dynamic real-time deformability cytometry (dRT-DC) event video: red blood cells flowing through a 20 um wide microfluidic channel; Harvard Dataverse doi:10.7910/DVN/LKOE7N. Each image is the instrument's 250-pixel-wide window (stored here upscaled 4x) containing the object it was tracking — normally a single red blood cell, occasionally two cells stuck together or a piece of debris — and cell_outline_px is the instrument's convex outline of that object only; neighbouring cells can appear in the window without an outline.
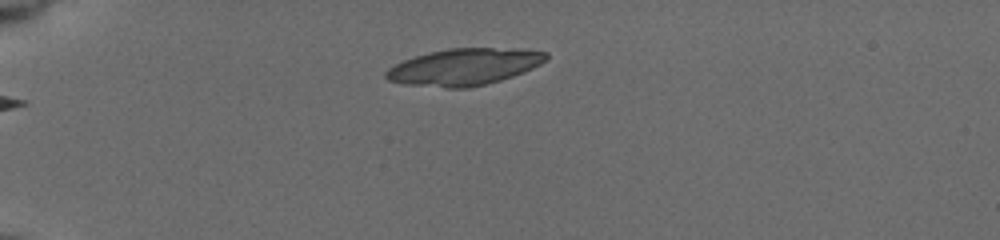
{"species": "common noctule bat (a hibernating species)", "species_latin": "Nyctalus noctula", "temperature_condition": "cold", "stored_images_in_passage": 41, "camera_frame_rate_fps": 3000, "um_per_image_px": 0.085, "animal": {"sex": "female", "body_mass_g": 19.5, "forearm_length_mm": 54.1}, "frame": {"image": 1, "passage_image": 1, "time_ms": 0.0, "image_size_px": [1000, 240], "cell_outline_px": [[548, 56], [540, 64], [524, 72], [500, 80], [468, 88], [444, 88], [404, 84], [388, 80], [384, 76], [384, 72], [388, 68], [404, 60], [416, 56], [448, 48], [492, 48], [548, 52]], "centroid_in_image_um": [39.4, 5.7], "position_along_channel_um": 45.6, "area_um2": 33.81}}